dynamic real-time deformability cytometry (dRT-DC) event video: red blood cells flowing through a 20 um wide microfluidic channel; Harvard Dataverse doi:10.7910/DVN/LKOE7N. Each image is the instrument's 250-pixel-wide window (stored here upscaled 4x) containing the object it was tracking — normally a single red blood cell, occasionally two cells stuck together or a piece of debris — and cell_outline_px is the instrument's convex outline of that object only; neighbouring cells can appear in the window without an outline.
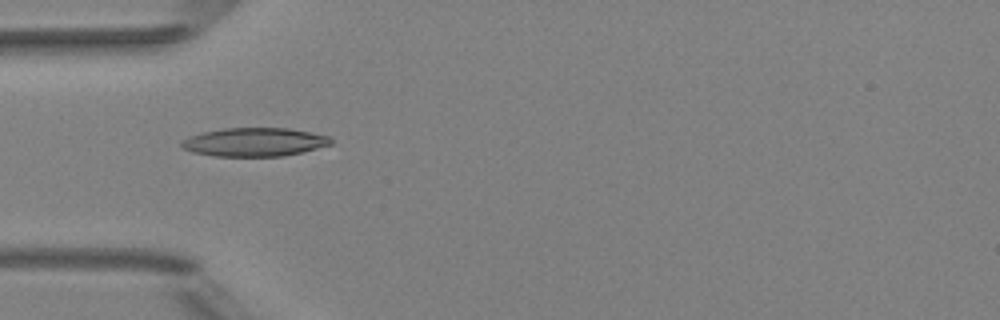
{"species": "Egyptian fruit bat (a non-hibernating species)", "species_latin": "Rousettus aegyptiacus", "temperature_condition": "room temperature", "stored_images_in_passage": 6, "camera_frame_rate_fps": 3000, "um_per_image_px": 0.085, "animal": {"sex": "female"}, "frame": {"image": 1, "passage_image": 3, "time_ms": 3.333, "image_size_px": [1000, 320], "cell_outline_px": [[332, 144], [304, 152], [284, 156], [212, 156], [192, 152], [184, 148], [180, 144], [188, 136], [204, 132], [224, 128], [288, 128], [328, 136], [332, 140]], "centroid_in_image_um": [21.63, 12.08], "position_along_channel_um": 63.4, "area_um2": 24.8}}
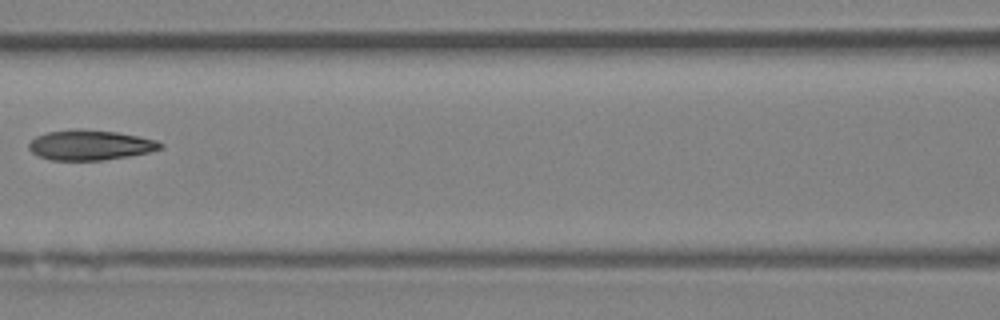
{"frame": {"image": 2, "passage_image": 5, "time_ms": 5.667, "image_size_px": [1000, 320], "cell_outline_px": [[164, 148], [148, 152], [128, 156], [104, 160], [52, 160], [40, 156], [32, 152], [28, 148], [28, 144], [36, 136], [48, 132], [76, 128], [80, 128], [116, 132], [140, 136], [156, 140], [164, 144]], "centroid_in_image_um": [7.68, 12.32], "position_along_channel_um": 158.9, "area_um2": 23.12}}
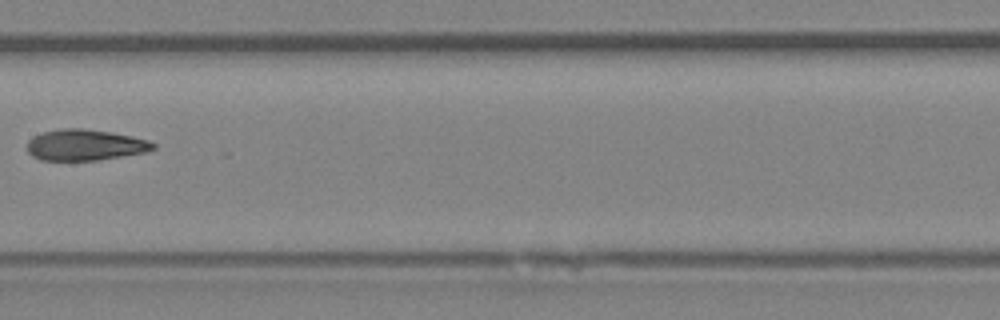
{"frame": {"image": 3, "passage_image": 6, "time_ms": 6.667, "image_size_px": [1000, 320], "cell_outline_px": [[156, 148], [144, 152], [96, 160], [40, 160], [32, 156], [28, 152], [28, 140], [32, 136], [44, 132], [60, 128], [80, 128], [112, 132], [132, 136], [148, 140], [156, 144]], "centroid_in_image_um": [7.21, 12.31], "position_along_channel_um": 200.2, "area_um2": 22.72}}